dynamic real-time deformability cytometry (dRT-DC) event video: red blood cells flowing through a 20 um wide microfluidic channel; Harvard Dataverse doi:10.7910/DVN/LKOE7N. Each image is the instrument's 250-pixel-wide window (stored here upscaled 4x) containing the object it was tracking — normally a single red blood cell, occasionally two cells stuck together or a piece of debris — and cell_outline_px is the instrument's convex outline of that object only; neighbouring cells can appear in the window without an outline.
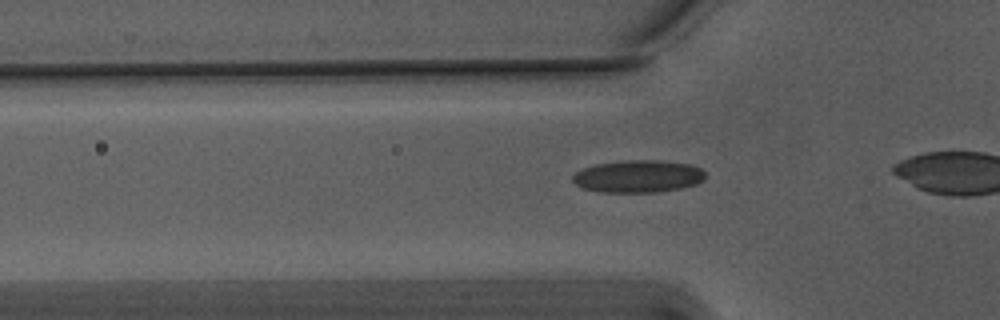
{"species": "Egyptian fruit bat (a non-hibernating species)", "species_latin": "Rousettus aegyptiacus", "temperature_condition": "warm", "stored_images_in_passage": 34, "camera_frame_rate_fps": 3000, "um_per_image_px": 0.085, "animal": {"sex": "male"}, "frame": {"image": 1, "passage_image": 9, "time_ms": 2.667, "image_size_px": [1000, 320], "cell_outline_px": [[704, 180], [696, 184], [680, 188], [656, 192], [600, 192], [584, 188], [576, 184], [572, 180], [572, 176], [576, 172], [584, 168], [596, 164], [628, 160], [660, 160], [692, 164], [700, 168], [704, 172]], "centroid_in_image_um": [54.26, 14.98], "position_along_channel_um": 71.5, "area_um2": 24.97}}
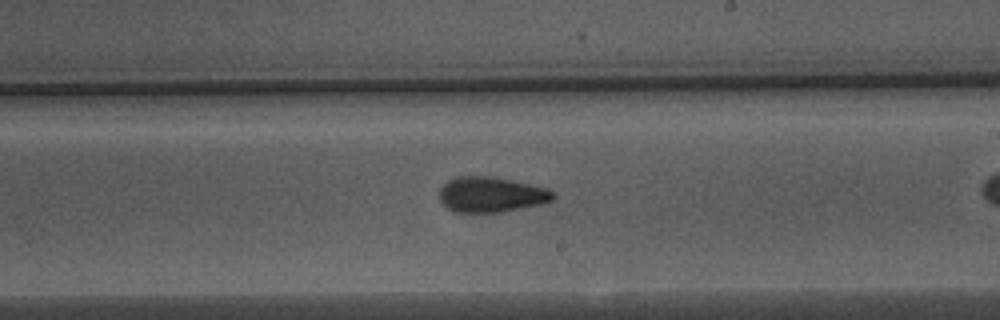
{"frame": {"image": 2, "passage_image": 23, "time_ms": 7.333, "image_size_px": [1000, 320], "cell_outline_px": [[556, 196], [552, 200], [544, 204], [500, 212], [452, 212], [440, 200], [440, 188], [448, 180], [456, 176], [488, 176], [512, 180], [548, 188], [556, 192]], "centroid_in_image_um": [41.78, 16.54], "position_along_channel_um": 247.2, "area_um2": 23.58}}
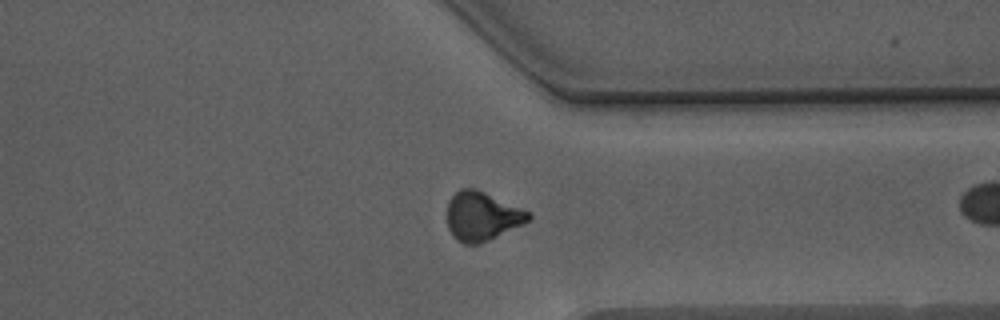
{"frame": {"image": 3, "passage_image": 33, "time_ms": 10.667, "image_size_px": [1000, 320], "cell_outline_px": [[532, 216], [528, 220], [480, 244], [464, 244], [456, 240], [452, 236], [448, 228], [448, 200], [460, 188], [476, 188], [532, 212]], "centroid_in_image_um": [40.94, 18.36], "position_along_channel_um": 370.5, "area_um2": 23.06}}